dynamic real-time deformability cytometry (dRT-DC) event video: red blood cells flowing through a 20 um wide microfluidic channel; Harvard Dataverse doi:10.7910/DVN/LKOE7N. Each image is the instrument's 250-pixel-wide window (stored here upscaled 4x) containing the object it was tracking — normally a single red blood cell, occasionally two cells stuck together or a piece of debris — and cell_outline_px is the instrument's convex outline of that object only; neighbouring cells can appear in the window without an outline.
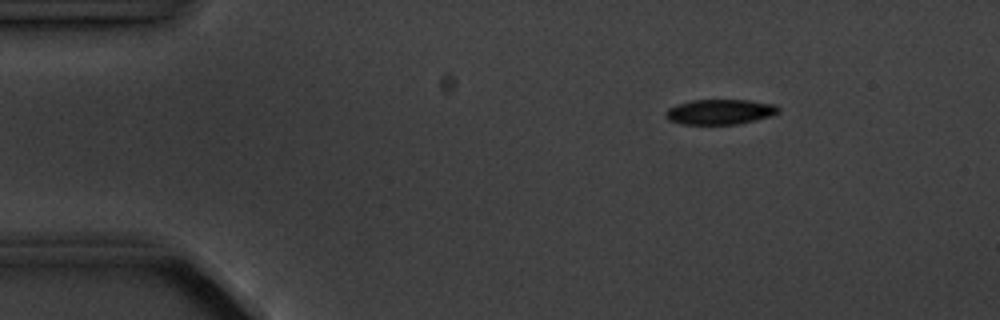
{"species": "common noctule bat (a hibernating species)", "species_latin": "Nyctalus noctula", "temperature_condition": "cold", "stored_images_in_passage": 4, "camera_frame_rate_fps": 3000, "um_per_image_px": 0.085, "animal": {"sex": "male", "body_mass_g": 20.1, "forearm_length_mm": 53.5}, "frame": {"image": 1, "passage_image": 1, "time_ms": 0.0, "image_size_px": [1000, 320], "cell_outline_px": [[780, 112], [756, 120], [736, 124], [680, 124], [668, 120], [664, 116], [664, 112], [668, 108], [676, 104], [692, 100], [748, 100], [776, 104], [780, 108]], "centroid_in_image_um": [61.16, 9.5], "position_along_channel_um": 23.8, "area_um2": 16.65}}